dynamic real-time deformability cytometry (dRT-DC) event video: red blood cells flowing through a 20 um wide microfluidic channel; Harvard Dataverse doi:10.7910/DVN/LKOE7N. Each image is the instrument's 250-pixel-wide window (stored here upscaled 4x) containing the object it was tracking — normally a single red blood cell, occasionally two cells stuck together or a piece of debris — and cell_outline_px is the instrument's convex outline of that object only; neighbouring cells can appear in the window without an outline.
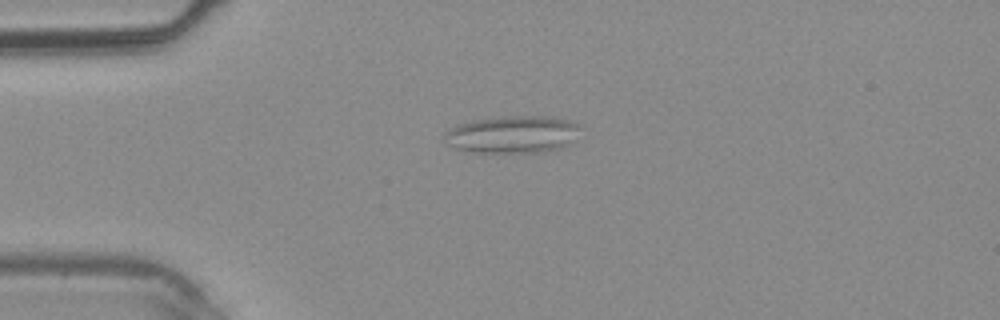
{"species": "common noctule bat (a hibernating species)", "species_latin": "Nyctalus noctula", "temperature_condition": "warm", "stored_images_in_passage": 32, "camera_frame_rate_fps": 3000, "um_per_image_px": 0.085, "animal": {"sex": "male", "body_mass_g": 20.4}, "frame": {"image": 1, "passage_image": 3, "time_ms": 0.667, "image_size_px": [1000, 320], "cell_outline_px": [[580, 124], [576, 140], [572, 144], [564, 148], [544, 152], [472, 152], [456, 148], [448, 144], [444, 136], [444, 132], [460, 124], [472, 120], [504, 116], [552, 116], [568, 120]], "centroid_in_image_um": [43.65, 11.42], "position_along_channel_um": 41.4, "area_um2": 29.82}}
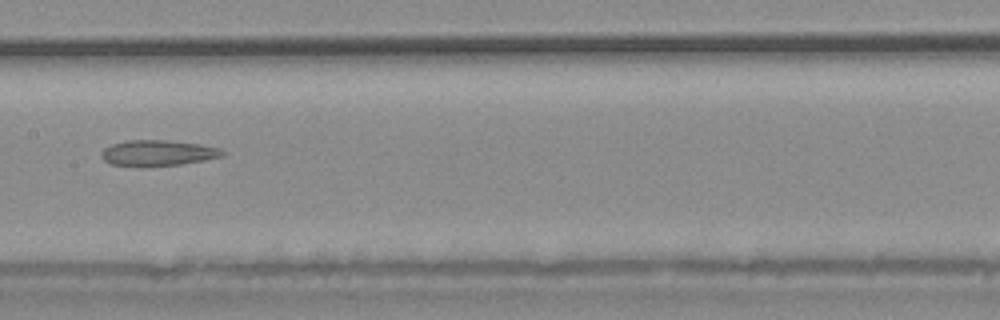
{"frame": {"image": 2, "passage_image": 13, "time_ms": 4.0, "image_size_px": [1000, 320], "cell_outline_px": [[224, 152], [220, 156], [204, 160], [180, 164], [136, 168], [108, 164], [100, 156], [100, 152], [104, 148], [112, 144], [128, 140], [164, 140], [200, 144], [220, 148]], "centroid_in_image_um": [13.31, 13.02], "position_along_channel_um": 194.1, "area_um2": 18.44}}
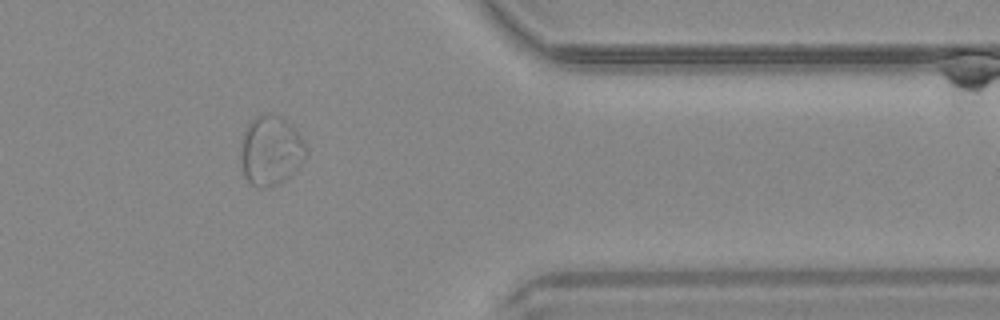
{"frame": {"image": 3, "passage_image": 25, "time_ms": 8.0, "image_size_px": [1000, 320], "cell_outline_px": [[308, 152], [296, 168], [288, 176], [276, 184], [264, 188], [260, 188], [252, 184], [244, 176], [240, 160], [240, 156], [244, 132], [248, 124], [256, 116], [268, 112], [272, 112], [280, 116], [304, 140]], "centroid_in_image_um": [22.99, 12.78], "position_along_channel_um": 388.4, "area_um2": 26.07}}